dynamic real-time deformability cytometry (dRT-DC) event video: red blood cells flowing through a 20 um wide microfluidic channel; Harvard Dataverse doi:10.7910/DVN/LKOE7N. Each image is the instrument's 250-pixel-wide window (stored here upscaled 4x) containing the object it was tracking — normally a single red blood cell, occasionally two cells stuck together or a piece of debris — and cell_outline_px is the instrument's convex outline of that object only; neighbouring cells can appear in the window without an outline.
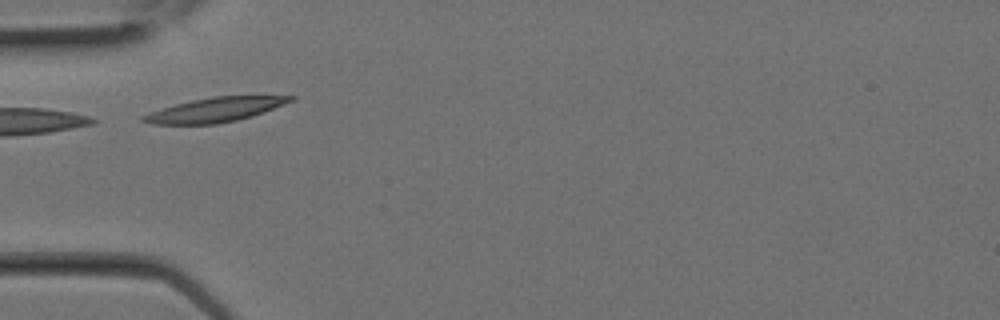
{"species": "Egyptian fruit bat (a non-hibernating species)", "species_latin": "Rousettus aegyptiacus", "temperature_condition": "room temperature", "stored_images_in_passage": 11, "camera_frame_rate_fps": 3000, "um_per_image_px": 0.085, "animal": {"sex": "female"}, "frame": {"image": 1, "passage_image": 2, "time_ms": 0.333, "image_size_px": [1000, 320], "cell_outline_px": [[296, 96], [292, 100], [284, 104], [252, 116], [236, 120], [216, 124], [152, 124], [140, 120], [140, 116], [176, 104], [192, 100], [212, 96]], "centroid_in_image_um": [18.25, 9.33], "position_along_channel_um": 66.7, "area_um2": 20.52}}
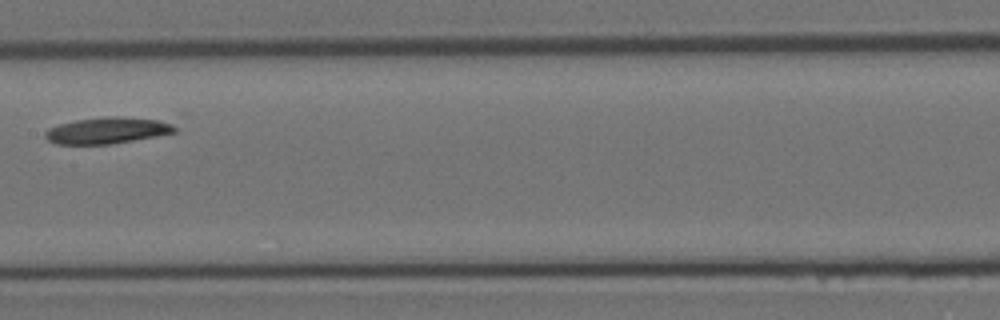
{"frame": {"image": 2, "passage_image": 7, "time_ms": 2.0, "image_size_px": [1000, 320], "cell_outline_px": [[176, 132], [156, 136], [112, 144], [56, 144], [48, 140], [44, 136], [44, 132], [48, 128], [60, 124], [76, 120], [108, 116], [116, 116], [160, 120], [176, 128]], "centroid_in_image_um": [9.07, 11.09], "position_along_channel_um": 198.3, "area_um2": 19.71}}
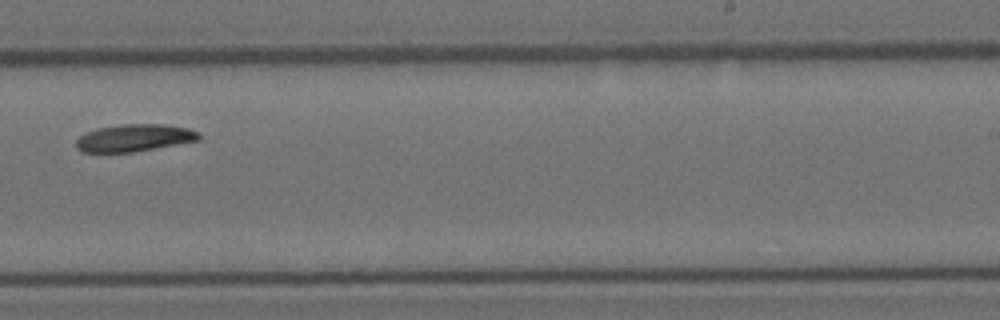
{"frame": {"image": 3, "passage_image": 10, "time_ms": 3.0, "image_size_px": [1000, 320], "cell_outline_px": [[200, 140], [132, 152], [80, 152], [76, 148], [76, 140], [84, 132], [96, 128], [124, 124], [164, 124], [188, 128], [200, 132]], "centroid_in_image_um": [11.39, 11.71], "position_along_channel_um": 277.6, "area_um2": 19.59}}